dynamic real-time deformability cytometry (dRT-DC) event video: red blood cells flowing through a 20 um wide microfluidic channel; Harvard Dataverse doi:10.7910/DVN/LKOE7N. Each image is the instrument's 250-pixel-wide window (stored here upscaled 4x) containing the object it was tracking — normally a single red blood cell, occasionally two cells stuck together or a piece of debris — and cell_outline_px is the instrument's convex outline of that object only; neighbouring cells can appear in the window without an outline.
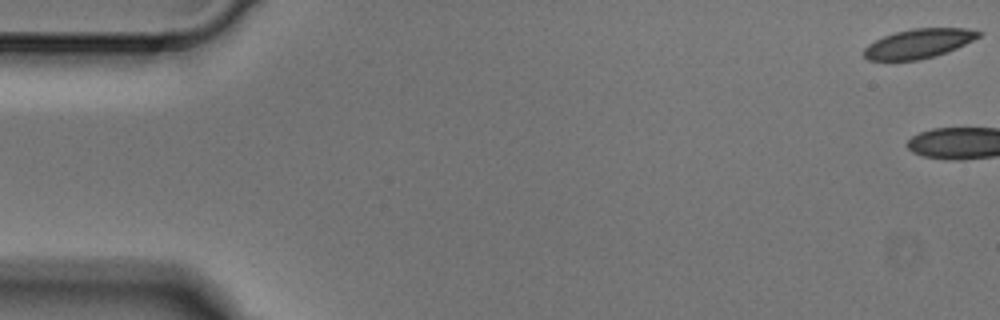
{"species": "Egyptian fruit bat (a non-hibernating species)", "species_latin": "Rousettus aegyptiacus", "temperature_condition": "cold", "stored_images_in_passage": 6, "camera_frame_rate_fps": 3000, "um_per_image_px": 0.085, "animal": {"sex": "male"}, "frame": {"image": 1, "passage_image": 1, "time_ms": 0.0, "image_size_px": [1000, 320], "cell_outline_px": [[984, 32], [980, 36], [956, 48], [932, 56], [916, 60], [868, 60], [864, 56], [864, 48], [868, 44], [884, 36], [896, 32], [912, 28], [968, 28]], "centroid_in_image_um": [78.08, 3.68], "position_along_channel_um": 6.9, "area_um2": 19.31}}
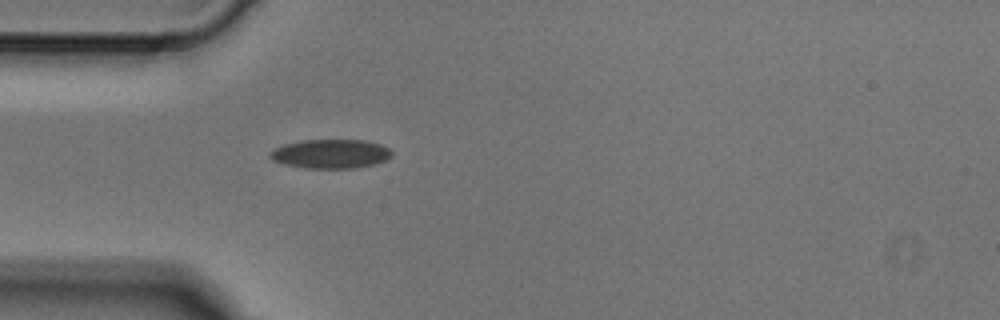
{"frame": {"image": 2, "passage_image": 6, "time_ms": 1.667, "image_size_px": [1000, 320], "cell_outline_px": [[392, 156], [376, 164], [352, 168], [304, 168], [284, 164], [272, 160], [268, 156], [268, 152], [272, 148], [284, 144], [300, 140], [364, 140], [380, 144], [388, 148], [392, 152]], "centroid_in_image_um": [28.05, 13.07], "position_along_channel_um": 57.0, "area_um2": 20.81}}